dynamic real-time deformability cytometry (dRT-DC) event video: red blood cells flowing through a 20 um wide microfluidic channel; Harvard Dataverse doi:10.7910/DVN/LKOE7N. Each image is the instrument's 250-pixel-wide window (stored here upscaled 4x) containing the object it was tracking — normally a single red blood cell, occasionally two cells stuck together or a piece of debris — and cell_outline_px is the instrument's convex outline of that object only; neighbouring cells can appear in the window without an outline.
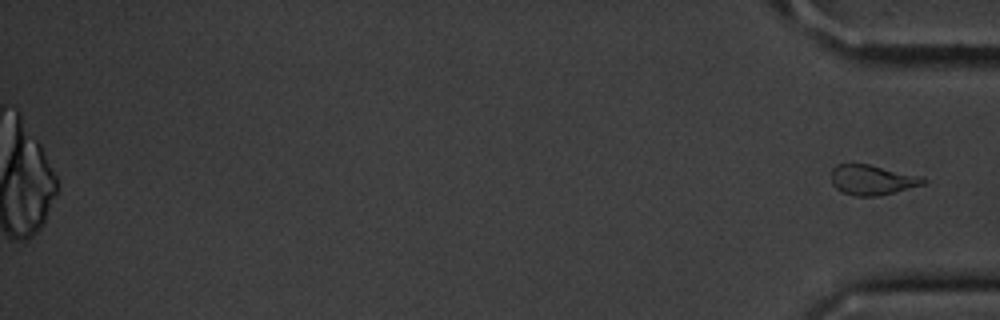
{"species": "common noctule bat (a hibernating species)", "species_latin": "Nyctalus noctula", "temperature_condition": "cold", "stored_images_in_passage": 56, "camera_frame_rate_fps": 3000, "um_per_image_px": 0.085, "animal": {"sex": "male", "body_mass_g": 20.1, "forearm_length_mm": 53.5}, "frame": {"image": 1, "passage_image": 56, "time_ms": 18.333, "image_size_px": [1000, 320], "cell_outline_px": [[928, 180], [924, 184], [896, 192], [880, 196], [856, 196], [844, 192], [836, 188], [832, 184], [832, 168], [836, 164], [868, 164], [920, 176]], "centroid_in_image_um": [74.14, 15.3], "position_along_channel_um": 361.1, "area_um2": 16.01}}